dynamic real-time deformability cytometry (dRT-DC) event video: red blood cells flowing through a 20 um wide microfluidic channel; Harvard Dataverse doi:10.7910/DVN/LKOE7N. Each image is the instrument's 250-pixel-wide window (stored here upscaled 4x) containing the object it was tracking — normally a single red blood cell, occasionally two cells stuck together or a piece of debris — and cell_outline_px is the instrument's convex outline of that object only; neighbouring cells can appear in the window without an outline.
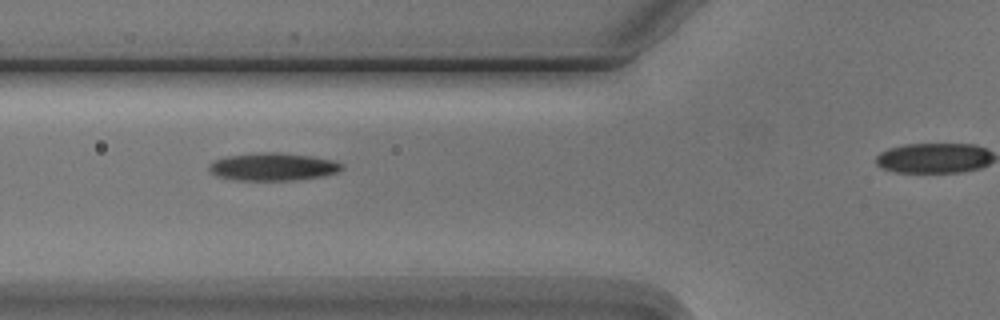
{"species": "Egyptian fruit bat (a non-hibernating species)", "species_latin": "Rousettus aegyptiacus", "temperature_condition": "cold", "stored_images_in_passage": 7, "segment_of_instrument_passage": [1, 2], "camera_frame_rate_fps": 3000, "um_per_image_px": 0.085, "animal": {"sex": "male"}, "frame": {"image": 1, "passage_image": 2, "time_ms": 1.0, "image_size_px": [1000, 320], "cell_outline_px": [[344, 168], [336, 172], [324, 176], [296, 180], [236, 180], [216, 176], [208, 168], [208, 164], [212, 160], [228, 156], [268, 152], [280, 152], [312, 156], [332, 160], [344, 164]], "centroid_in_image_um": [23.21, 14.17], "position_along_channel_um": 102.6, "area_um2": 21.5}}
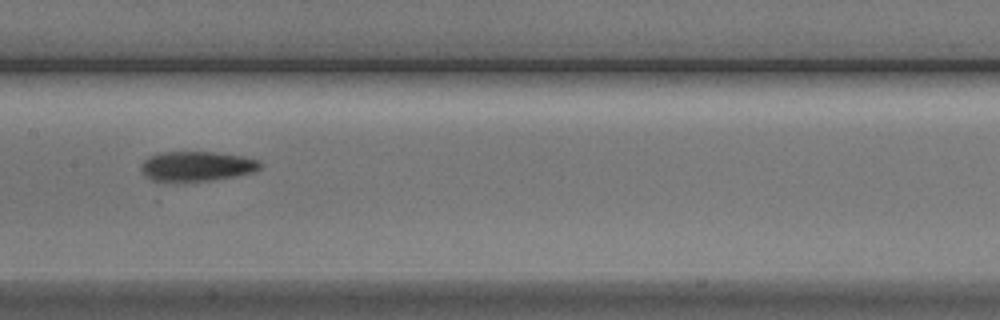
{"frame": {"image": 2, "passage_image": 4, "time_ms": 3.333, "image_size_px": [1000, 320], "cell_outline_px": [[264, 164], [260, 168], [252, 172], [236, 176], [212, 180], [184, 184], [164, 184], [152, 180], [144, 176], [140, 168], [144, 160], [148, 156], [160, 152], [216, 152], [244, 156], [260, 160]], "centroid_in_image_um": [16.67, 14.17], "position_along_channel_um": 190.7, "area_um2": 21.79}}
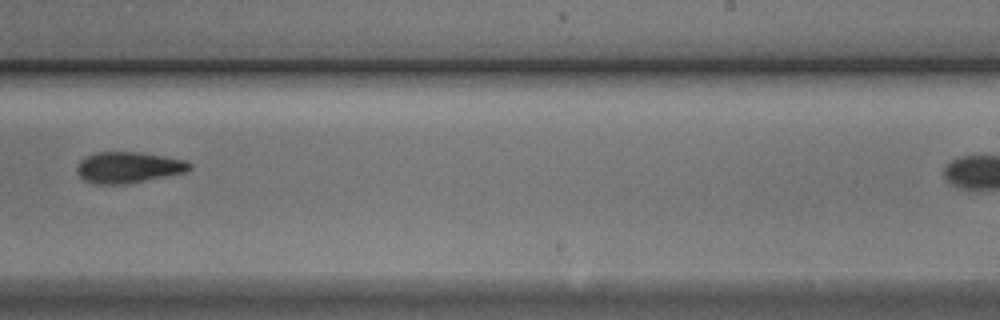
{"frame": {"image": 3, "passage_image": 6, "time_ms": 5.667, "image_size_px": [1000, 320], "cell_outline_px": [[192, 168], [188, 172], [124, 184], [92, 184], [84, 180], [76, 172], [76, 168], [80, 160], [84, 156], [96, 152], [140, 152], [164, 156], [184, 160], [192, 164]], "centroid_in_image_um": [10.89, 14.23], "position_along_channel_um": 278.1, "area_um2": 20.58}}